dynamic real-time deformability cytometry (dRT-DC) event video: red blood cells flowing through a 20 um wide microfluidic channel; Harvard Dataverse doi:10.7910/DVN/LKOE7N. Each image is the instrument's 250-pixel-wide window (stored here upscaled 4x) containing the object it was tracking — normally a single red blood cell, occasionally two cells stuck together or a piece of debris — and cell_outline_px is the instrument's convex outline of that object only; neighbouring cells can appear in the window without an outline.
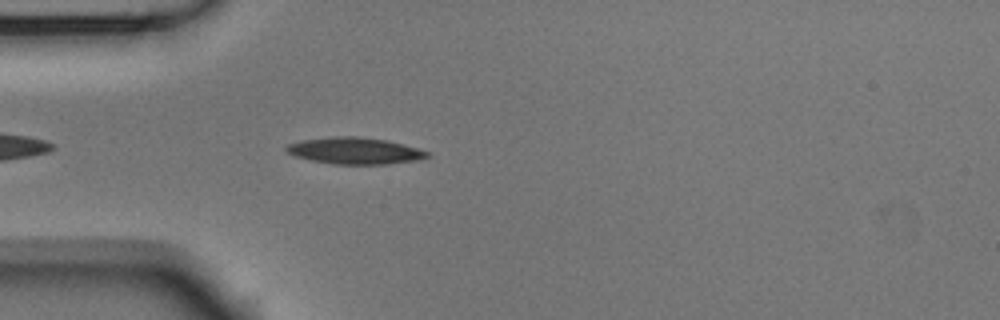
{"species": "Egyptian fruit bat (a non-hibernating species)", "species_latin": "Rousettus aegyptiacus", "temperature_condition": "room temperature", "stored_images_in_passage": 15, "camera_frame_rate_fps": 3000, "um_per_image_px": 0.085, "animal": {"sex": "male"}, "frame": {"image": 1, "passage_image": 4, "time_ms": 1.0, "image_size_px": [1000, 320], "cell_outline_px": [[428, 156], [416, 160], [388, 164], [332, 164], [312, 160], [296, 156], [288, 152], [284, 148], [288, 144], [300, 140], [332, 136], [360, 136], [388, 140], [416, 148], [428, 152]], "centroid_in_image_um": [30.12, 12.8], "position_along_channel_um": 54.9, "area_um2": 21.73}}
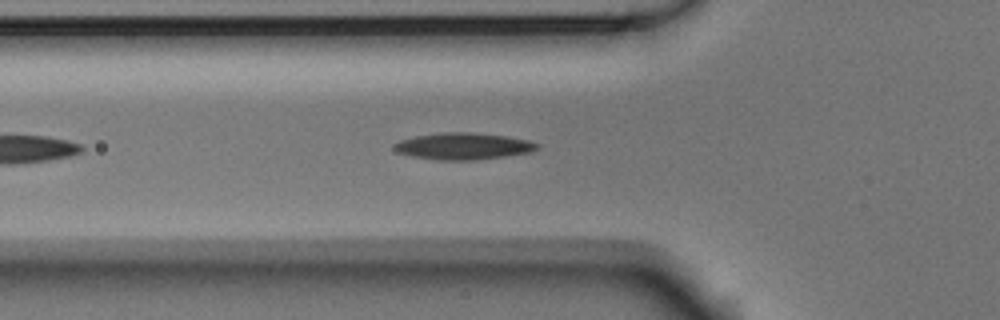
{"frame": {"image": 2, "passage_image": 7, "time_ms": 2.0, "image_size_px": [1000, 320], "cell_outline_px": [[540, 148], [532, 152], [504, 156], [472, 160], [440, 160], [412, 156], [400, 152], [396, 148], [396, 144], [400, 140], [416, 136], [448, 132], [468, 132], [508, 136], [528, 140], [540, 144]], "centroid_in_image_um": [39.48, 12.42], "position_along_channel_um": 86.3, "area_um2": 21.91}}
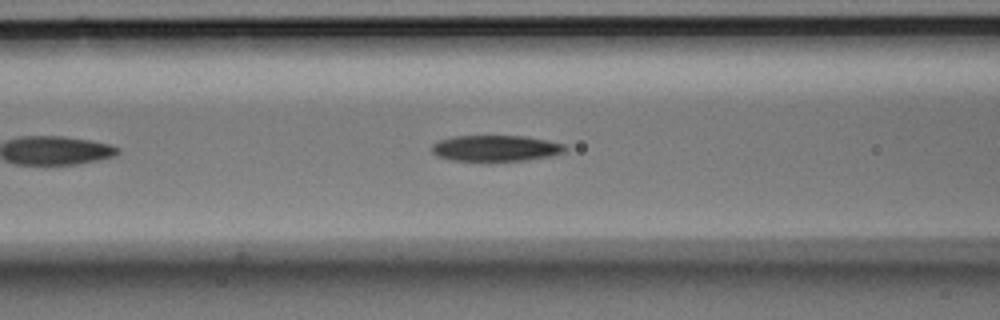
{"frame": {"image": 3, "passage_image": 10, "time_ms": 3.0, "image_size_px": [1000, 320], "cell_outline_px": [[568, 148], [564, 152], [552, 156], [528, 160], [452, 160], [436, 156], [432, 152], [432, 144], [440, 140], [452, 136], [524, 136], [548, 140], [564, 144]], "centroid_in_image_um": [42.16, 12.59], "position_along_channel_um": 124.4, "area_um2": 20.17}}